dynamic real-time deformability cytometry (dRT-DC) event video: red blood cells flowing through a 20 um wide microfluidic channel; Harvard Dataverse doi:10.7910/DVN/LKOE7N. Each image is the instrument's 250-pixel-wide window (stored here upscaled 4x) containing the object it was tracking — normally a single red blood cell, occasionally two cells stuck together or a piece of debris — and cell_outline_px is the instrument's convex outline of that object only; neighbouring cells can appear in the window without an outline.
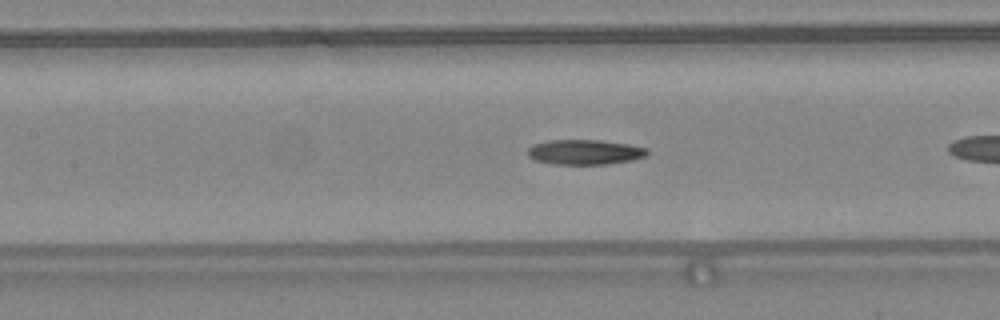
{"species": "common noctule bat (a hibernating species)", "species_latin": "Nyctalus noctula", "temperature_condition": "warm", "stored_images_in_passage": 23, "camera_frame_rate_fps": 3000, "um_per_image_px": 0.085, "animal": {"sex": "female", "body_mass_g": 24.6, "forearm_length_mm": 56.2}, "frame": {"image": 1, "passage_image": 7, "time_ms": 2.0, "image_size_px": [1000, 320], "cell_outline_px": [[648, 156], [632, 160], [608, 164], [552, 164], [536, 160], [528, 156], [528, 148], [532, 144], [548, 140], [600, 140], [628, 144], [648, 148]], "centroid_in_image_um": [49.72, 12.92], "position_along_channel_um": 157.7, "area_um2": 17.51}}